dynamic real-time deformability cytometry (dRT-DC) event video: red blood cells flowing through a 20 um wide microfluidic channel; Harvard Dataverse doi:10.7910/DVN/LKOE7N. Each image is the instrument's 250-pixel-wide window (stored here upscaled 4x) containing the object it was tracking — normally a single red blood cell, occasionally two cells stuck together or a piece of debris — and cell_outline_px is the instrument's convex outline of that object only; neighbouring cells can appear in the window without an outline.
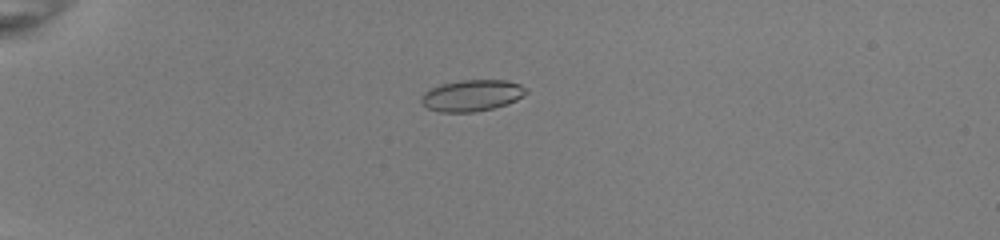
{"species": "common noctule bat (a hibernating species)", "species_latin": "Nyctalus noctula", "temperature_condition": "room temperature", "stored_images_in_passage": 40, "camera_frame_rate_fps": 3000, "um_per_image_px": 0.085, "animal": {"sex": "female", "body_mass_g": 22.0, "forearm_length_mm": 56.7}, "frame": {"image": 1, "passage_image": 3, "time_ms": 0.667, "image_size_px": [1000, 240], "cell_outline_px": [[528, 92], [524, 96], [508, 104], [492, 108], [472, 112], [440, 112], [428, 108], [420, 100], [420, 96], [424, 92], [440, 84], [460, 80], [508, 80], [520, 84], [528, 88]], "centroid_in_image_um": [40.14, 8.1], "position_along_channel_um": 44.9, "area_um2": 19.31}}
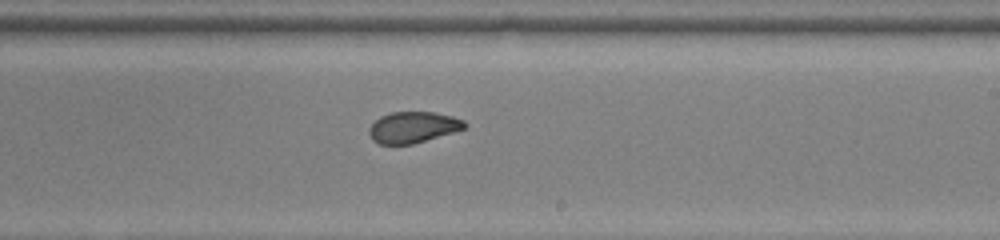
{"frame": {"image": 2, "passage_image": 22, "time_ms": 7.0, "image_size_px": [1000, 240], "cell_outline_px": [[468, 124], [464, 128], [452, 132], [412, 144], [380, 144], [372, 140], [368, 132], [368, 128], [380, 116], [392, 112], [436, 112], [452, 116], [464, 120]], "centroid_in_image_um": [35.09, 10.81], "position_along_channel_um": 253.9, "area_um2": 17.22}}
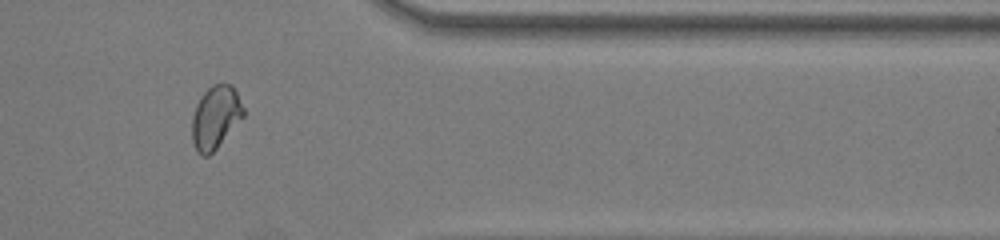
{"frame": {"image": 3, "passage_image": 33, "time_ms": 10.667, "image_size_px": [1000, 240], "cell_outline_px": [[244, 116], [216, 148], [208, 156], [204, 156], [196, 152], [192, 140], [192, 116], [196, 104], [200, 96], [212, 84], [232, 84], [244, 108]], "centroid_in_image_um": [18.3, 9.96], "position_along_channel_um": 393.1, "area_um2": 18.79}, "authors_computed_cell_mechanics": {"area_um2": 18.7272, "velocity_mm_per_s": 4.0072, "shape_relaxation_time_tau1_ms": null, "shape_relaxation_time_tau2_ms": 1.0263, "deformation_change_tau1": null, "deformation_change_tau2": 0.0416}}